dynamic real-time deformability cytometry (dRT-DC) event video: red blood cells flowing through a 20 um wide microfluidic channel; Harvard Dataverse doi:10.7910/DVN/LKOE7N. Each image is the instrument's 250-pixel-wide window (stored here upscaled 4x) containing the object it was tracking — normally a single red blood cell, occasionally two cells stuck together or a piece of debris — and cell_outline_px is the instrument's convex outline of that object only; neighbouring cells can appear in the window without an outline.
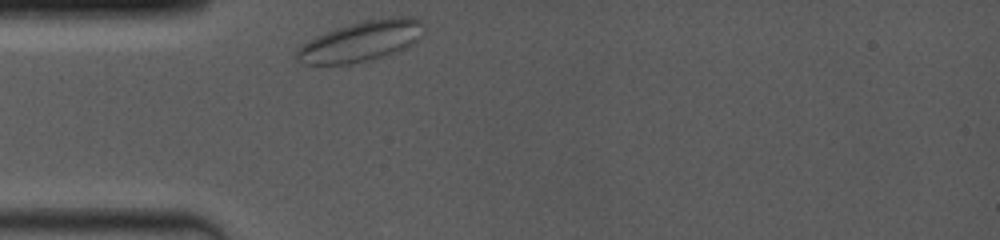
{"species": "common noctule bat (a hibernating species)", "species_latin": "Nyctalus noctula", "temperature_condition": "room temperature", "stored_images_in_passage": 3, "camera_frame_rate_fps": 4000, "um_per_image_px": 0.085, "animal": {"sex": "female", "body_mass_g": 19.0, "forearm_length_mm": 53.3}, "frame": {"image": 1, "passage_image": 1, "time_ms": 0.0, "image_size_px": [1000, 240], "cell_outline_px": [[420, 40], [408, 48], [384, 56], [368, 60], [348, 64], [304, 64], [296, 56], [296, 52], [308, 40], [316, 36], [336, 28], [348, 24], [368, 20], [396, 16], [408, 16], [420, 20]], "centroid_in_image_um": [30.71, 3.51], "position_along_channel_um": 54.3, "area_um2": 29.48}}